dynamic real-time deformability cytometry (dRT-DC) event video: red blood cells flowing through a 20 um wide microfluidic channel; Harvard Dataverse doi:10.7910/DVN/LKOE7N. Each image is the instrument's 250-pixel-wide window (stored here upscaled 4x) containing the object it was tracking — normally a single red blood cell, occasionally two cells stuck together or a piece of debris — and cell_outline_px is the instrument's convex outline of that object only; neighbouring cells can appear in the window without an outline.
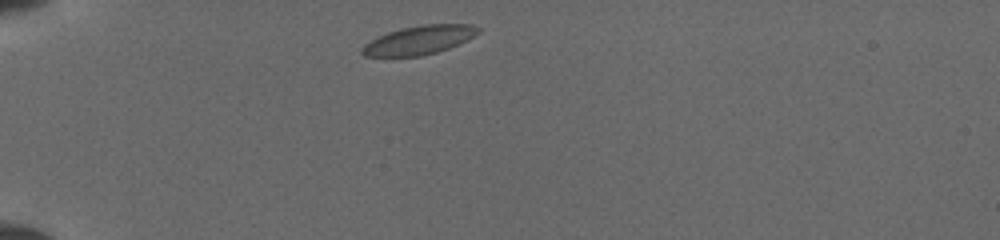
{"species": "common noctule bat (a hibernating species)", "species_latin": "Nyctalus noctula", "temperature_condition": "cold", "stored_images_in_passage": 10, "camera_frame_rate_fps": 3000, "um_per_image_px": 0.085, "animal": {"sex": "female", "body_mass_g": 19.5, "forearm_length_mm": 54.1}, "frame": {"image": 1, "passage_image": 1, "time_ms": 0.0, "image_size_px": [1000, 240], "cell_outline_px": [[480, 32], [448, 48], [436, 52], [420, 56], [364, 56], [360, 52], [360, 48], [364, 44], [376, 36], [388, 32], [404, 28], [424, 24], [472, 24], [480, 28]], "centroid_in_image_um": [35.57, 3.4], "position_along_channel_um": 49.4, "area_um2": 19.25}}
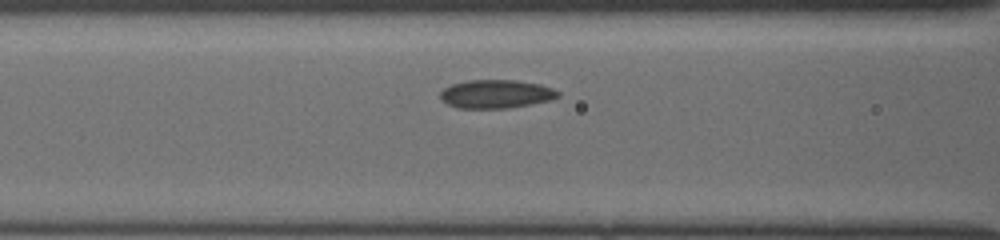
{"frame": {"image": 2, "passage_image": 6, "time_ms": 2.667, "image_size_px": [1000, 240], "cell_outline_px": [[560, 96], [552, 100], [532, 104], [508, 108], [456, 108], [440, 100], [440, 92], [444, 88], [452, 84], [468, 80], [516, 80], [540, 84], [552, 88], [560, 92]], "centroid_in_image_um": [42.17, 7.99], "position_along_channel_um": 124.4, "area_um2": 19.71}}
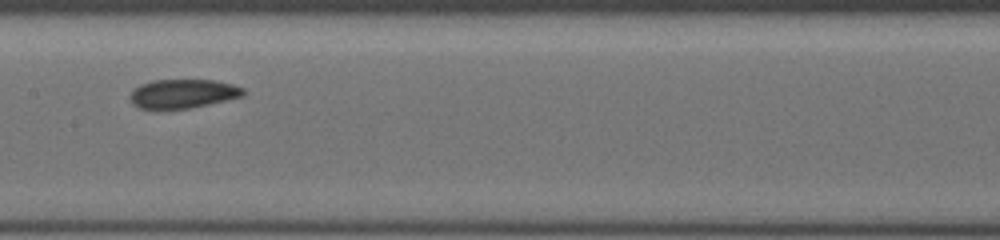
{"frame": {"image": 3, "passage_image": 9, "time_ms": 4.333, "image_size_px": [1000, 240], "cell_outline_px": [[244, 96], [208, 104], [188, 108], [140, 108], [132, 104], [128, 96], [132, 88], [140, 84], [152, 80], [216, 80], [232, 84], [244, 88]], "centroid_in_image_um": [15.51, 7.94], "position_along_channel_um": 191.9, "area_um2": 19.13}}